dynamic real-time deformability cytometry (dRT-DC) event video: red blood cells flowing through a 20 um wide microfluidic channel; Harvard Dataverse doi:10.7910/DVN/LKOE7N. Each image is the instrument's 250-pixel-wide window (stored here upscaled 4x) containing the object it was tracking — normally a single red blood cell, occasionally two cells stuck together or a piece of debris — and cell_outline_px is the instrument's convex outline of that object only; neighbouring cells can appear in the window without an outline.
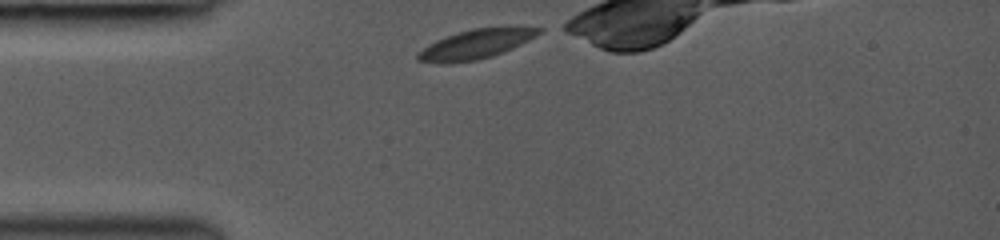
{"species": "common noctule bat (a hibernating species)", "species_latin": "Nyctalus noctula", "temperature_condition": "room temperature", "stored_images_in_passage": 30, "camera_frame_rate_fps": 3000, "um_per_image_px": 0.085, "animal": {"sex": "female", "body_mass_g": 19.0, "forearm_length_mm": 53.3}, "frame": {"image": 1, "passage_image": 1, "time_ms": 0.0, "image_size_px": [1000, 240], "cell_outline_px": [[544, 28], [536, 36], [512, 48], [492, 56], [476, 60], [452, 64], [440, 64], [416, 60], [416, 52], [428, 44], [436, 40], [472, 28], [508, 24]], "centroid_in_image_um": [40.47, 3.72], "position_along_channel_um": 44.5, "area_um2": 21.44}}
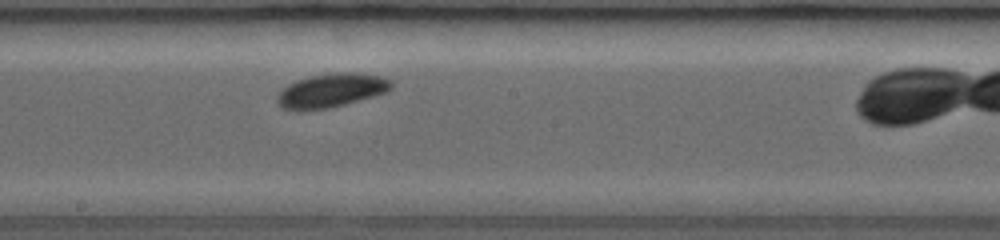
{"frame": {"image": 2, "passage_image": 15, "time_ms": 4.667, "image_size_px": [1000, 240], "cell_outline_px": [[392, 88], [388, 92], [344, 104], [328, 108], [284, 108], [276, 104], [276, 96], [288, 84], [296, 80], [312, 76], [340, 72], [352, 72], [380, 76], [392, 80]], "centroid_in_image_um": [28.2, 7.66], "position_along_channel_um": 220.0, "area_um2": 21.96}}
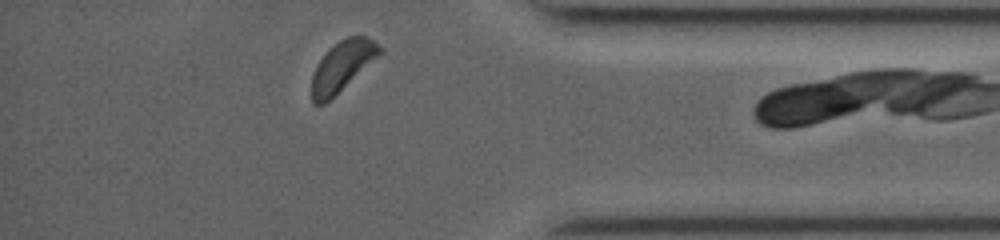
{"frame": {"image": 3, "passage_image": 29, "time_ms": 9.333, "image_size_px": [1000, 240], "cell_outline_px": [[384, 52], [380, 56], [324, 104], [312, 104], [312, 72], [316, 64], [324, 52], [328, 48], [340, 40], [348, 36], [364, 36], [372, 40]], "centroid_in_image_um": [29.06, 5.61], "position_along_channel_um": 406.1, "area_um2": 19.83}}